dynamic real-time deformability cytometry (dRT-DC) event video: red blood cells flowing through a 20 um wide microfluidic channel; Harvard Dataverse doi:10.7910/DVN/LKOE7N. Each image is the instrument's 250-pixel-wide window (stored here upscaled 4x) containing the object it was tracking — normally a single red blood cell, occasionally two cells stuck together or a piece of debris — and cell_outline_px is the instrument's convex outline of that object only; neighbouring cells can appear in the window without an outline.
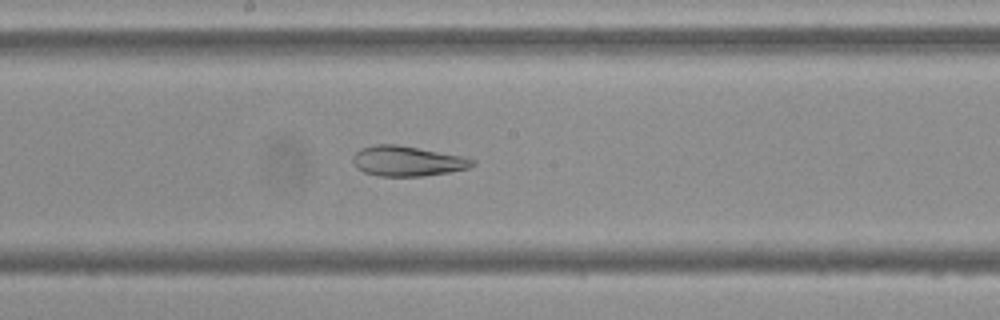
{"species": "Egyptian fruit bat (a non-hibernating species)", "species_latin": "Rousettus aegyptiacus", "temperature_condition": "cold", "stored_images_in_passage": 55, "camera_frame_rate_fps": 3000, "um_per_image_px": 0.085, "frame": {"image": 1, "passage_image": 29, "time_ms": 9.333, "image_size_px": [1000, 320], "cell_outline_px": [[476, 164], [468, 168], [448, 172], [424, 176], [380, 176], [364, 172], [356, 168], [352, 160], [352, 156], [360, 148], [376, 144], [396, 144], [464, 156], [476, 160]], "centroid_in_image_um": [34.62, 13.69], "position_along_channel_um": 213.6, "area_um2": 21.1}}
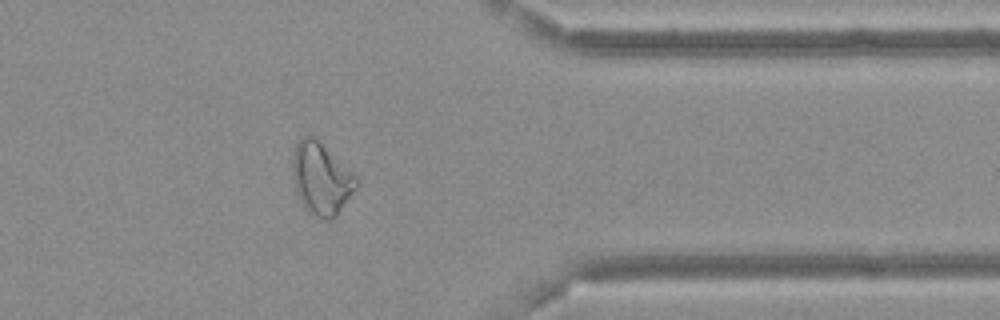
{"frame": {"image": 2, "passage_image": 44, "time_ms": 14.333, "image_size_px": [1000, 320], "cell_outline_px": [[360, 184], [336, 216], [332, 220], [324, 220], [308, 212], [304, 208], [296, 192], [292, 172], [292, 160], [296, 144], [300, 136], [316, 136], [356, 176]], "centroid_in_image_um": [27.31, 15.18], "position_along_channel_um": 384.1, "area_um2": 27.11}}
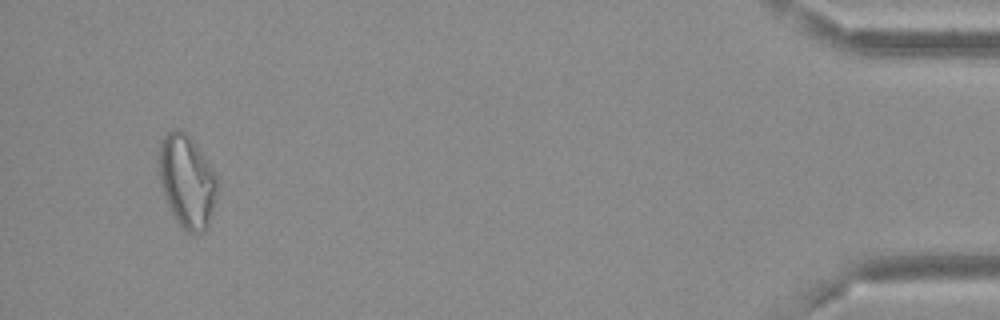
{"frame": {"image": 3, "passage_image": 52, "time_ms": 17.0, "image_size_px": [1000, 320], "cell_outline_px": [[220, 184], [216, 200], [208, 224], [204, 232], [196, 236], [188, 232], [176, 220], [164, 196], [160, 180], [156, 160], [160, 140], [168, 132], [176, 128], [180, 128], [196, 144], [216, 176]], "centroid_in_image_um": [15.88, 15.4], "position_along_channel_um": 419.3, "area_um2": 31.96}, "authors_computed_cell_mechanics": {"area_um2": 27.8018, "velocity_mm_per_s": 3.6714, "shape_relaxation_time_tau1_ms": null, "shape_relaxation_time_tau2_ms": 2.6363, "deformation_change_tau1": null, "deformation_change_tau2": 0.0967}}